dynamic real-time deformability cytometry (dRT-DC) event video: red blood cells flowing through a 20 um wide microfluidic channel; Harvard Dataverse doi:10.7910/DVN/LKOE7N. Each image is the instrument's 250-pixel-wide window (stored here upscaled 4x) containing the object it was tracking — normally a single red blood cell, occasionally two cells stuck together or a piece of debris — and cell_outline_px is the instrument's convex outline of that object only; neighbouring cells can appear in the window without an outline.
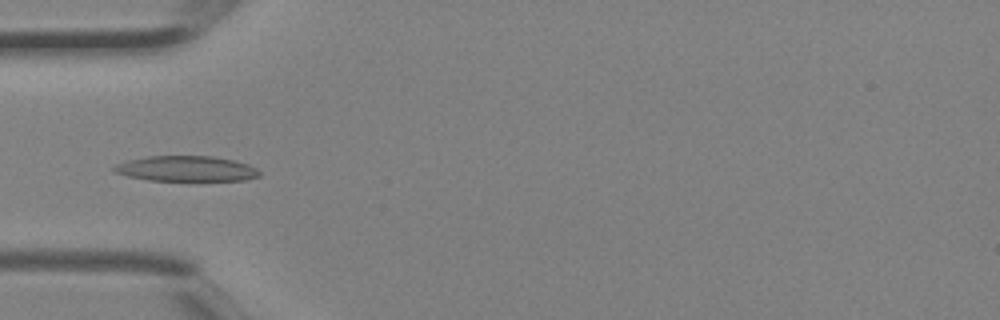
{"species": "Egyptian fruit bat (a non-hibernating species)", "species_latin": "Rousettus aegyptiacus", "temperature_condition": "room temperature", "stored_images_in_passage": 3, "camera_frame_rate_fps": 3000, "um_per_image_px": 0.085, "animal": {"sex": "female"}, "frame": {"image": 1, "passage_image": 3, "time_ms": 0.667, "image_size_px": [1000, 320], "cell_outline_px": [[260, 176], [244, 180], [148, 180], [128, 176], [116, 172], [112, 168], [116, 164], [128, 160], [148, 156], [212, 156], [236, 160], [248, 164], [256, 168], [260, 172]], "centroid_in_image_um": [15.85, 14.33], "position_along_channel_um": 69.1, "area_um2": 21.39}}